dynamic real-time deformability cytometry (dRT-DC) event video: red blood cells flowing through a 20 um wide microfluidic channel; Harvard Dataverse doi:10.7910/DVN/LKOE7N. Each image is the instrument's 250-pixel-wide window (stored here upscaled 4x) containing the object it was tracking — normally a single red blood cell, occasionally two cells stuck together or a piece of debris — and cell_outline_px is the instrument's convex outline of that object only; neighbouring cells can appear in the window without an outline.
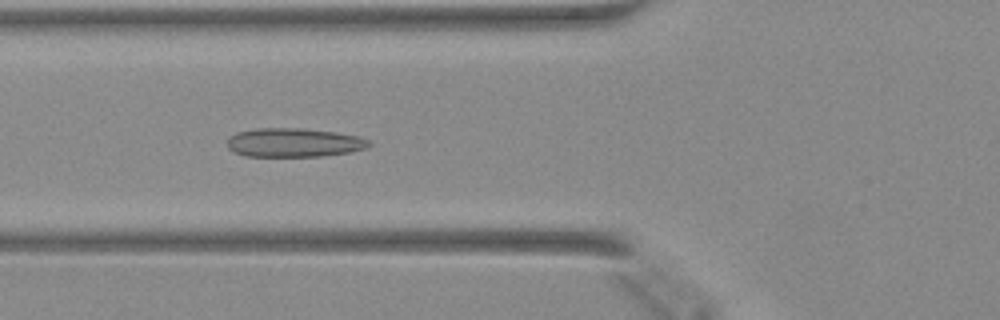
{"species": "Egyptian fruit bat (a non-hibernating species)", "species_latin": "Rousettus aegyptiacus", "temperature_condition": "warm", "stored_images_in_passage": 13, "camera_frame_rate_fps": 3000, "um_per_image_px": 0.085, "animal": {"sex": "female"}, "frame": {"image": 1, "passage_image": 9, "time_ms": 2.667, "image_size_px": [1000, 320], "cell_outline_px": [[372, 144], [368, 148], [352, 152], [320, 156], [248, 156], [236, 152], [228, 148], [228, 140], [236, 132], [256, 128], [300, 128], [336, 132], [360, 136], [372, 140]], "centroid_in_image_um": [25.07, 12.11], "position_along_channel_um": 100.7, "area_um2": 23.99}}
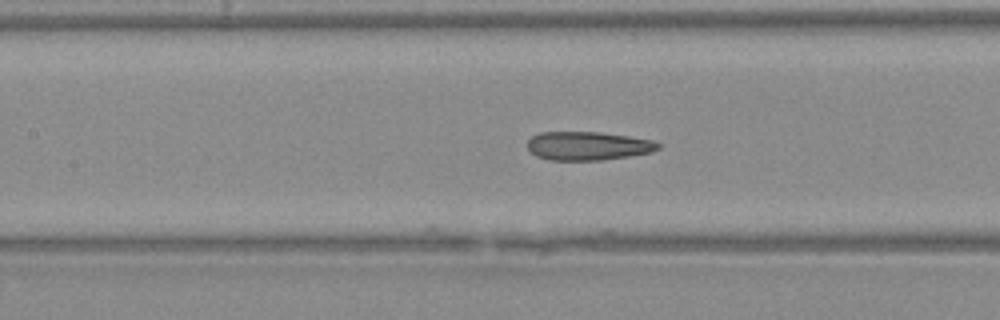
{"frame": {"image": 2, "passage_image": 13, "time_ms": 4.0, "image_size_px": [1000, 320], "cell_outline_px": [[660, 148], [652, 152], [604, 160], [548, 160], [536, 156], [528, 148], [528, 140], [532, 136], [540, 132], [600, 132], [628, 136], [652, 140], [660, 144]], "centroid_in_image_um": [49.97, 12.4], "position_along_channel_um": 157.4, "area_um2": 21.79}}